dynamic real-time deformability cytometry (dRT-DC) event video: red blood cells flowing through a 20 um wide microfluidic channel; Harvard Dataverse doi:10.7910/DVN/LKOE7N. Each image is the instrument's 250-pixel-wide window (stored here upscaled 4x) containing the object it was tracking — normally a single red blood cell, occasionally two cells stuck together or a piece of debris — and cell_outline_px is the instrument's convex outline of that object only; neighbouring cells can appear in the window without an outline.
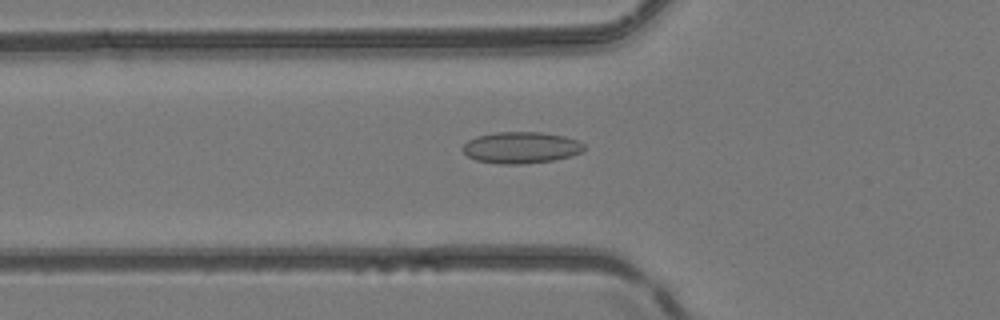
{"species": "common noctule bat (a hibernating species)", "species_latin": "Nyctalus noctula", "temperature_condition": "room temperature", "stored_images_in_passage": 51, "camera_frame_rate_fps": 3000, "um_per_image_px": 0.085, "animal": {"sex": "female", "body_mass_g": 24.6, "forearm_length_mm": 56.2}, "frame": {"image": 1, "passage_image": 19, "time_ms": 6.0, "image_size_px": [1000, 320], "cell_outline_px": [[584, 148], [580, 152], [572, 156], [552, 160], [520, 164], [500, 164], [476, 160], [468, 156], [460, 148], [468, 140], [476, 136], [496, 132], [540, 132], [564, 136], [576, 140], [584, 144]], "centroid_in_image_um": [44.25, 12.54], "position_along_channel_um": 81.5, "area_um2": 22.2}}
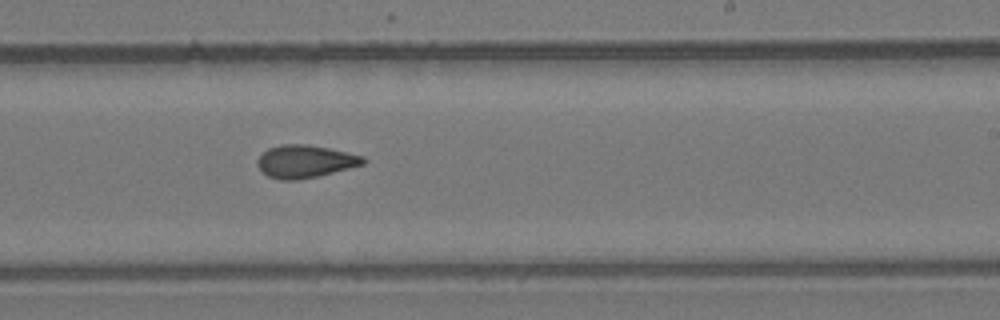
{"frame": {"image": 2, "passage_image": 32, "time_ms": 10.333, "image_size_px": [1000, 320], "cell_outline_px": [[368, 160], [364, 164], [316, 176], [296, 180], [280, 180], [268, 176], [256, 164], [256, 160], [268, 148], [280, 144], [308, 144], [328, 148], [364, 156]], "centroid_in_image_um": [25.92, 13.71], "position_along_channel_um": 263.1, "area_um2": 20.0}}
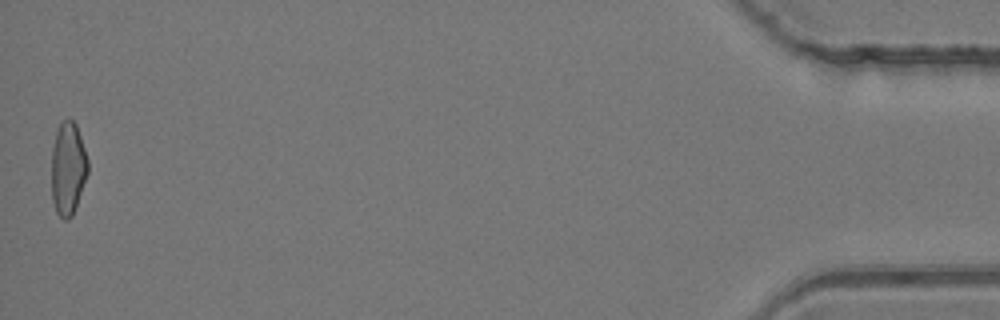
{"frame": {"image": 3, "passage_image": 51, "time_ms": 16.667, "image_size_px": [1000, 320], "cell_outline_px": [[88, 172], [72, 216], [68, 220], [64, 220], [56, 212], [52, 200], [52, 148], [56, 128], [68, 116], [76, 124], [88, 160]], "centroid_in_image_um": [5.76, 14.3], "position_along_channel_um": 429.4, "area_um2": 19.71}, "authors_computed_cell_mechanics": {"area_um2": 20.1144, "velocity_mm_per_s": 4.1718, "shape_relaxation_time_tau1_ms": null, "shape_relaxation_time_tau2_ms": 3.4343, "deformation_change_tau1": null, "deformation_change_tau2": 0.1091}}